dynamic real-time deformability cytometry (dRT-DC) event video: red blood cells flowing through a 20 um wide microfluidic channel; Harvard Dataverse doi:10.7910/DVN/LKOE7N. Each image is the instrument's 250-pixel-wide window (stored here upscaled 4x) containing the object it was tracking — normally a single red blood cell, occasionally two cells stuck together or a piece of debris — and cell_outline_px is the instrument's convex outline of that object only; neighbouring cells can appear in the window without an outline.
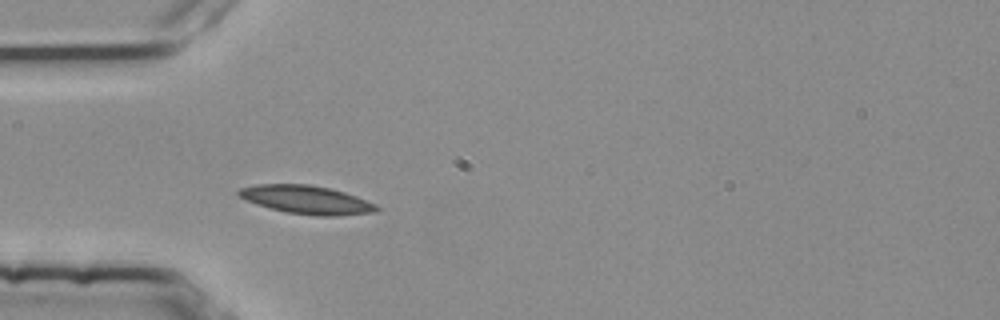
{"species": "common noctule bat (a hibernating species)", "species_latin": "Nyctalus noctula", "temperature_condition": "room temperature", "stored_images_in_passage": 2, "camera_frame_rate_fps": 3000, "um_per_image_px": 0.085, "animal": {"sex": "female", "body_mass_g": 25.1}, "frame": {"image": 1, "passage_image": 2, "time_ms": 0.333, "image_size_px": [1000, 320], "cell_outline_px": [[380, 208], [376, 212], [336, 216], [316, 216], [288, 212], [256, 204], [244, 200], [236, 192], [240, 188], [256, 184], [308, 184], [328, 188], [344, 192], [356, 196], [376, 204]], "centroid_in_image_um": [26.06, 16.98], "position_along_channel_um": 58.9, "area_um2": 22.72}}